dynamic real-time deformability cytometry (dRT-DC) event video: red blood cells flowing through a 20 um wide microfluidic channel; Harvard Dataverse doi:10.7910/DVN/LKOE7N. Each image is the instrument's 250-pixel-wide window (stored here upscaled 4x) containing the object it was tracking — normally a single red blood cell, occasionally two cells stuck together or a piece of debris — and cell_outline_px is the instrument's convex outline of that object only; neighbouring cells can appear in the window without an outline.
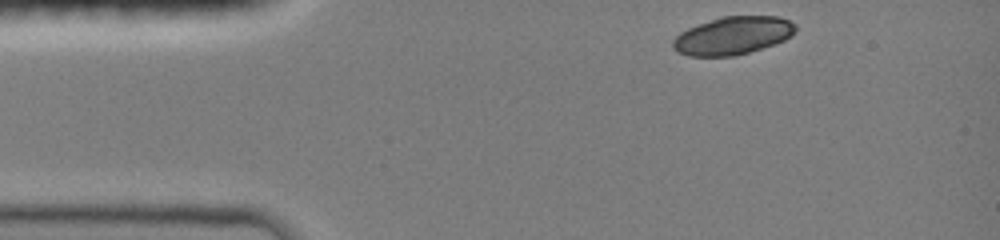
{"species": "common noctule bat (a hibernating species)", "species_latin": "Nyctalus noctula", "temperature_condition": "room temperature", "stored_images_in_passage": 6, "camera_frame_rate_fps": 3000, "um_per_image_px": 0.085, "animal": {"sex": "female", "body_mass_g": 19.0, "forearm_length_mm": 51.5}, "frame": {"image": 1, "passage_image": 1, "time_ms": 0.0, "image_size_px": [1000, 240], "cell_outline_px": [[796, 32], [784, 40], [748, 52], [732, 56], [688, 56], [676, 52], [672, 48], [672, 40], [680, 32], [688, 28], [720, 16], [780, 16], [796, 24]], "centroid_in_image_um": [62.26, 3.02], "position_along_channel_um": 22.7, "area_um2": 27.11}}